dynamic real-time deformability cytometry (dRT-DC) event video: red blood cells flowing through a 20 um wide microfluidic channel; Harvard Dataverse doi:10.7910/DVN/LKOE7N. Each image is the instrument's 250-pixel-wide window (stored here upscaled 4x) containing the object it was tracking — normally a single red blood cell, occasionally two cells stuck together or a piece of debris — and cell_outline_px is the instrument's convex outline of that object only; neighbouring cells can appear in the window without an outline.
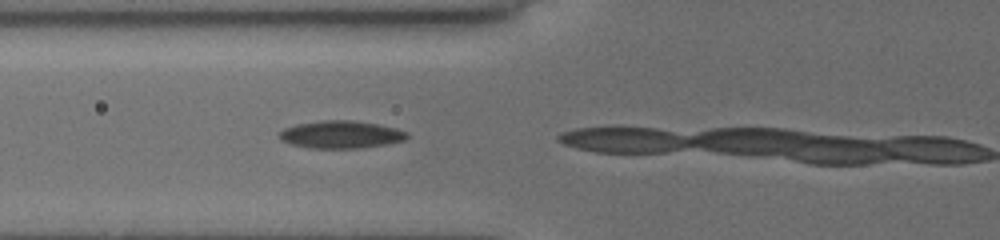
{"species": "common noctule bat (a hibernating species)", "species_latin": "Nyctalus noctula", "temperature_condition": "cold", "stored_images_in_passage": 4, "camera_frame_rate_fps": 3000, "um_per_image_px": 0.085, "animal": {"sex": "female", "body_mass_g": 19.5, "forearm_length_mm": 54.1}, "frame": {"image": 1, "passage_image": 2, "time_ms": 0.333, "image_size_px": [1000, 240], "cell_outline_px": [[408, 136], [404, 140], [384, 144], [360, 148], [308, 148], [292, 144], [280, 140], [280, 132], [284, 128], [296, 124], [320, 120], [356, 120], [380, 124], [396, 128], [408, 132]], "centroid_in_image_um": [28.98, 11.42], "position_along_channel_um": 96.8, "area_um2": 20.58}}